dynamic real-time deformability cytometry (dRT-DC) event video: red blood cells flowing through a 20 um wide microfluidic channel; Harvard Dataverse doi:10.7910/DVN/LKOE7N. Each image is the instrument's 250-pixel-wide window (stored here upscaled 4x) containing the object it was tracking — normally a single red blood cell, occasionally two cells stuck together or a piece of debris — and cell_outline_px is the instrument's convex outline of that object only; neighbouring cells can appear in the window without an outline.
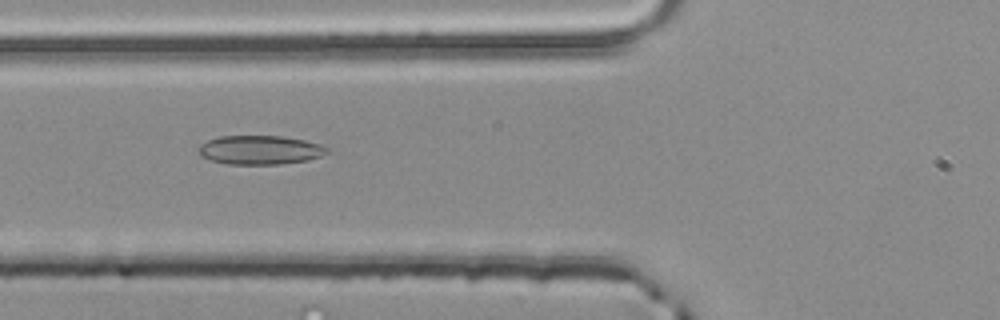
{"species": "common noctule bat (a hibernating species)", "species_latin": "Nyctalus noctula", "temperature_condition": "room temperature", "stored_images_in_passage": 5, "camera_frame_rate_fps": 3000, "um_per_image_px": 0.085, "animal": {"sex": "male", "body_mass_g": 20.4}, "frame": {"image": 1, "passage_image": 4, "time_ms": 1.0, "image_size_px": [1000, 320], "cell_outline_px": [[328, 152], [320, 156], [308, 160], [280, 164], [228, 164], [212, 160], [200, 156], [196, 152], [196, 148], [200, 144], [208, 140], [220, 136], [284, 136], [304, 140], [320, 144], [328, 148]], "centroid_in_image_um": [22.06, 12.74], "position_along_channel_um": 103.7, "area_um2": 21.79}}
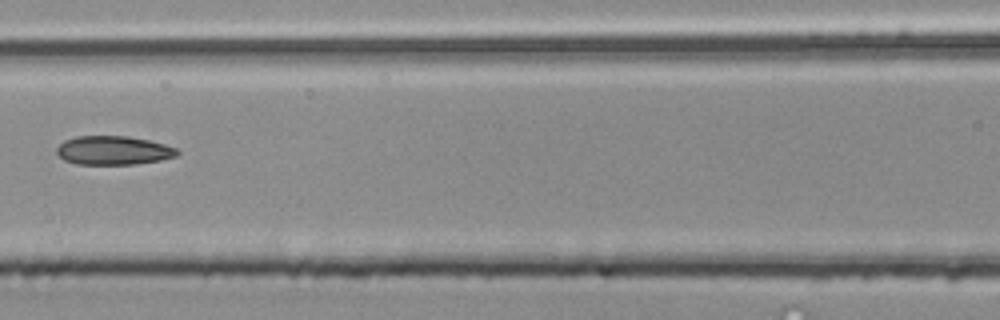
{"frame": {"image": 2, "passage_image": 5, "time_ms": 1.333, "image_size_px": [1000, 320], "cell_outline_px": [[180, 152], [176, 156], [160, 160], [136, 164], [76, 164], [64, 160], [56, 152], [56, 148], [64, 140], [76, 136], [128, 136], [148, 140], [164, 144], [176, 148]], "centroid_in_image_um": [9.63, 12.78], "position_along_channel_um": 157.0, "area_um2": 20.23}}